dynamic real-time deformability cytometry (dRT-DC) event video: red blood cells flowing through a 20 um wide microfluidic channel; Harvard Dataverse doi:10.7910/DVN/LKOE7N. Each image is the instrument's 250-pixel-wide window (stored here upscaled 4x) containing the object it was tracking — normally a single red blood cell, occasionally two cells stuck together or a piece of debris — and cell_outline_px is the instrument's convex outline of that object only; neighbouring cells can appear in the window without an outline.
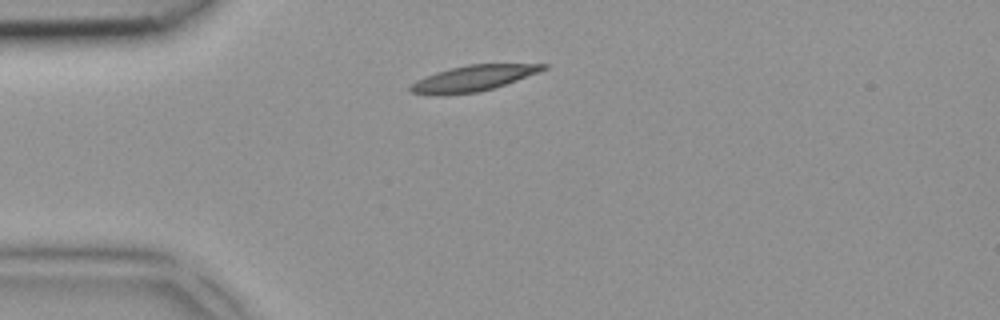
{"species": "common noctule bat (a hibernating species)", "species_latin": "Nyctalus noctula", "temperature_condition": "room temperature", "stored_images_in_passage": 5, "camera_frame_rate_fps": 3000, "um_per_image_px": 0.085, "animal": {"sex": "female", "body_mass_g": 18.4}, "frame": {"image": 1, "passage_image": 5, "time_ms": 1.333, "image_size_px": [1000, 320], "cell_outline_px": [[548, 68], [540, 72], [492, 88], [476, 92], [440, 96], [428, 96], [412, 92], [408, 88], [416, 80], [424, 76], [436, 72], [468, 64], [548, 64]], "centroid_in_image_um": [40.16, 6.67], "position_along_channel_um": 44.8, "area_um2": 19.94}}